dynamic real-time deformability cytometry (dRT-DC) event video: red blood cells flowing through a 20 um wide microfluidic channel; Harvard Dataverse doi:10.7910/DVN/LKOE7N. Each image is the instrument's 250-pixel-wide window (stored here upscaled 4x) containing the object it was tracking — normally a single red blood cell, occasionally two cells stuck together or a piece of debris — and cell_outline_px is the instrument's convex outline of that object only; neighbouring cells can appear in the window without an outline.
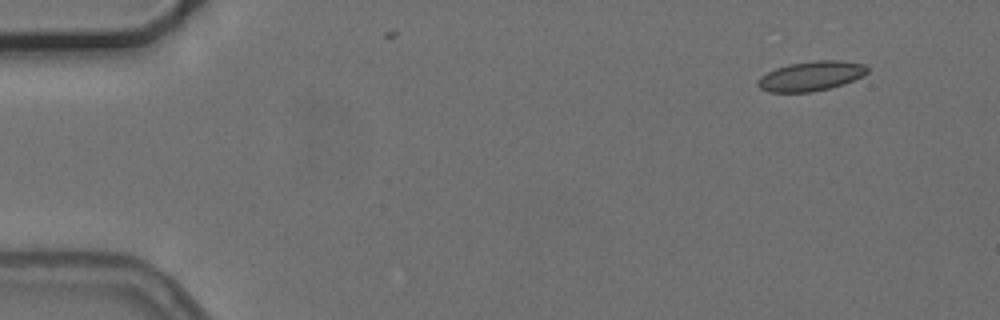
{"species": "common noctule bat (a hibernating species)", "species_latin": "Nyctalus noctula", "temperature_condition": "cold", "stored_images_in_passage": 5, "camera_frame_rate_fps": 3000, "um_per_image_px": 0.085, "animal": {"sex": "female", "body_mass_g": 24.6, "forearm_length_mm": 56.2}, "frame": {"image": 1, "passage_image": 1, "time_ms": 0.0, "image_size_px": [1000, 320], "cell_outline_px": [[868, 72], [864, 76], [828, 88], [812, 92], [768, 92], [760, 88], [756, 84], [756, 80], [760, 76], [776, 68], [788, 64], [816, 60], [840, 60], [864, 64], [868, 68]], "centroid_in_image_um": [68.9, 6.46], "position_along_channel_um": 16.1, "area_um2": 18.9}}
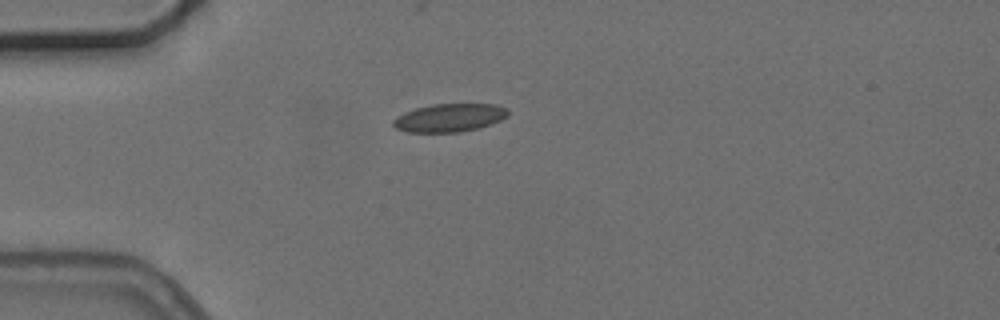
{"frame": {"image": 2, "passage_image": 4, "time_ms": 3.333, "image_size_px": [1000, 320], "cell_outline_px": [[508, 116], [500, 120], [480, 128], [460, 132], [408, 132], [396, 128], [392, 124], [392, 120], [396, 116], [404, 112], [416, 108], [432, 104], [496, 104], [508, 108]], "centroid_in_image_um": [38.2, 10.0], "position_along_channel_um": 46.8, "area_um2": 18.96}}
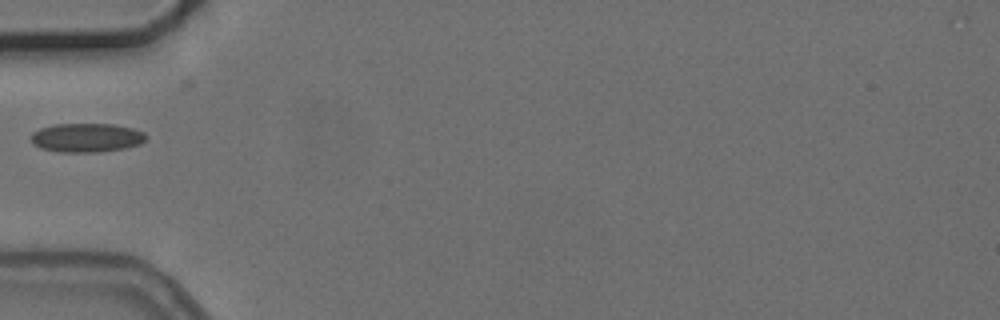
{"frame": {"image": 3, "passage_image": 5, "time_ms": 4.667, "image_size_px": [1000, 320], "cell_outline_px": [[148, 136], [140, 144], [124, 148], [100, 152], [60, 152], [40, 148], [32, 144], [32, 132], [40, 128], [56, 124], [116, 124], [132, 128], [144, 132]], "centroid_in_image_um": [7.36, 11.7], "position_along_channel_um": 77.6, "area_um2": 19.48}}